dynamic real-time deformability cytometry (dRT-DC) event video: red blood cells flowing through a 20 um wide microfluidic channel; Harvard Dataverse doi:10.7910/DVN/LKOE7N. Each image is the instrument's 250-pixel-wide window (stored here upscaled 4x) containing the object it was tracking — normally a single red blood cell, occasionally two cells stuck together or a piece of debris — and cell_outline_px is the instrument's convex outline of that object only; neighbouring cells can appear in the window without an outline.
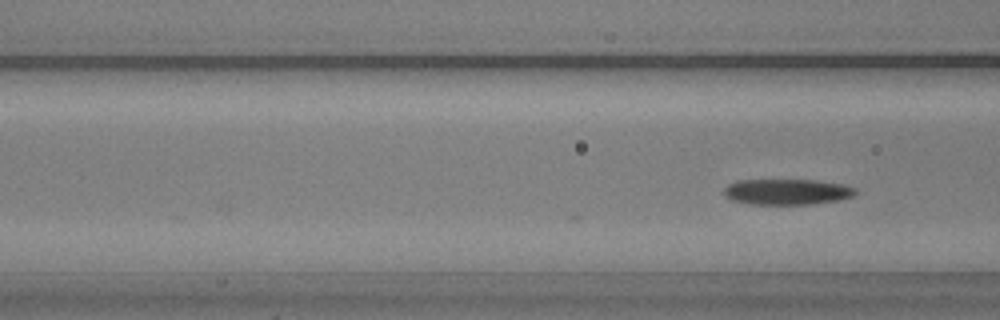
{"species": "common noctule bat (a hibernating species)", "species_latin": "Nyctalus noctula", "temperature_condition": "warm", "stored_images_in_passage": 4, "camera_frame_rate_fps": 3000, "um_per_image_px": 0.085, "animal": {"sex": "male", "body_mass_g": 20.5, "forearm_length_mm": 52.5}, "frame": {"image": 1, "passage_image": 4, "time_ms": 1.0, "image_size_px": [1000, 320], "cell_outline_px": [[856, 192], [852, 196], [840, 200], [812, 204], [752, 204], [732, 200], [724, 196], [724, 188], [728, 184], [736, 180], [816, 180], [840, 184], [856, 188]], "centroid_in_image_um": [66.87, 16.3], "position_along_channel_um": 99.7, "area_um2": 19.71}}